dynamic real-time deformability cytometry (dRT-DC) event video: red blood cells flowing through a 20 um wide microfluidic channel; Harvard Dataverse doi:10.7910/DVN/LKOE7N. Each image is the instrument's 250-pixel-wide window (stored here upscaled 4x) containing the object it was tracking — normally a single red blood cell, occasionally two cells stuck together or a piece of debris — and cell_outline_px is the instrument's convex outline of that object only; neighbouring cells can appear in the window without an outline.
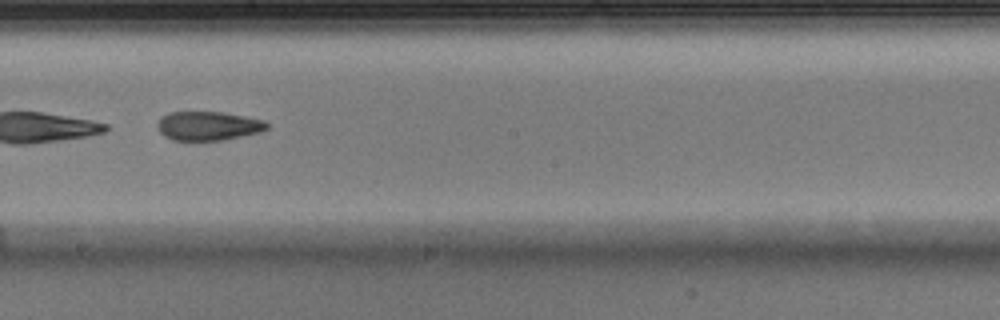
{"species": "Egyptian fruit bat (a non-hibernating species)", "species_latin": "Rousettus aegyptiacus", "temperature_condition": "warm", "stored_images_in_passage": 35, "segment_of_instrument_passage": [2, 2], "camera_frame_rate_fps": 3000, "um_per_image_px": 0.085, "animal": {"sex": "male"}, "frame": {"image": 1, "passage_image": 22, "time_ms": 7.0, "image_size_px": [1000, 320], "cell_outline_px": [[268, 128], [260, 132], [224, 140], [172, 140], [164, 136], [156, 128], [156, 124], [160, 116], [168, 112], [224, 112], [264, 120], [268, 124]], "centroid_in_image_um": [17.66, 10.69], "position_along_channel_um": 230.5, "area_um2": 18.67}}
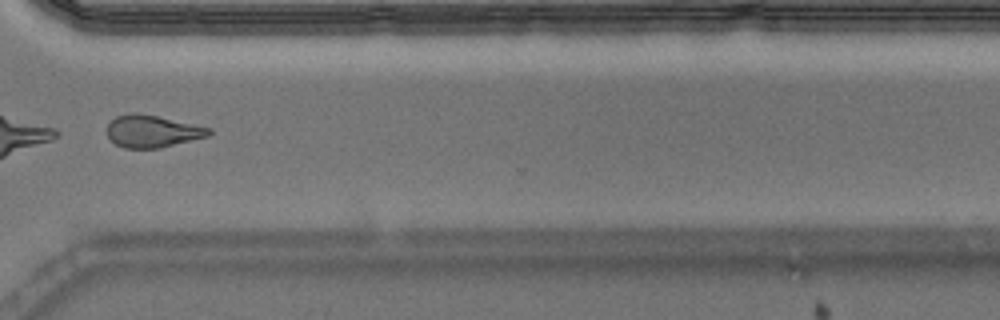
{"frame": {"image": 2, "passage_image": 30, "time_ms": 9.667, "image_size_px": [1000, 320], "cell_outline_px": [[212, 132], [208, 136], [160, 148], [124, 148], [116, 144], [108, 136], [108, 124], [116, 116], [128, 112], [136, 112], [156, 116], [212, 128]], "centroid_in_image_um": [12.94, 11.15], "position_along_channel_um": 357.7, "area_um2": 19.02}}